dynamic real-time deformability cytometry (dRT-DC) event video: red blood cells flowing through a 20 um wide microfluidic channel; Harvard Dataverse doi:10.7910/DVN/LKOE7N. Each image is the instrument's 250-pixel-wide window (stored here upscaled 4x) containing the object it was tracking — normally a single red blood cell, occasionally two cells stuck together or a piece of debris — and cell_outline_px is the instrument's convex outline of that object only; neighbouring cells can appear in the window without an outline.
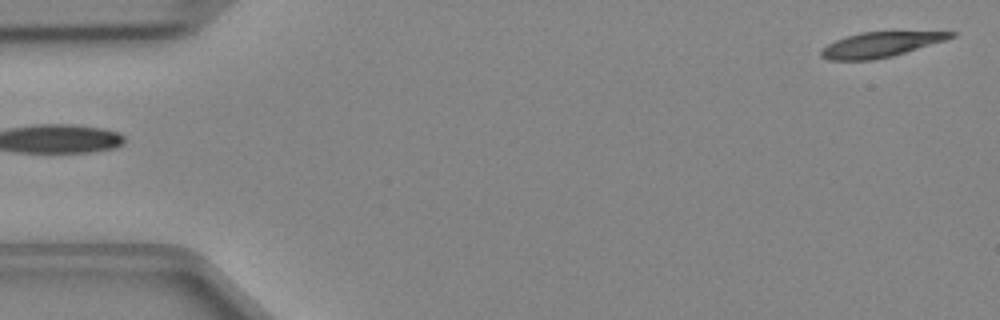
{"species": "Egyptian fruit bat (a non-hibernating species)", "species_latin": "Rousettus aegyptiacus", "temperature_condition": "cold", "stored_images_in_passage": 47, "camera_frame_rate_fps": 3000, "um_per_image_px": 0.085, "animal": {"sex": "female"}, "frame": {"image": 1, "passage_image": 1, "time_ms": 0.0, "image_size_px": [1000, 320], "cell_outline_px": [[956, 36], [944, 40], [892, 56], [872, 60], [828, 60], [820, 56], [820, 48], [836, 40], [860, 32], [956, 32]], "centroid_in_image_um": [74.76, 3.8], "position_along_channel_um": 10.2, "area_um2": 18.61}}
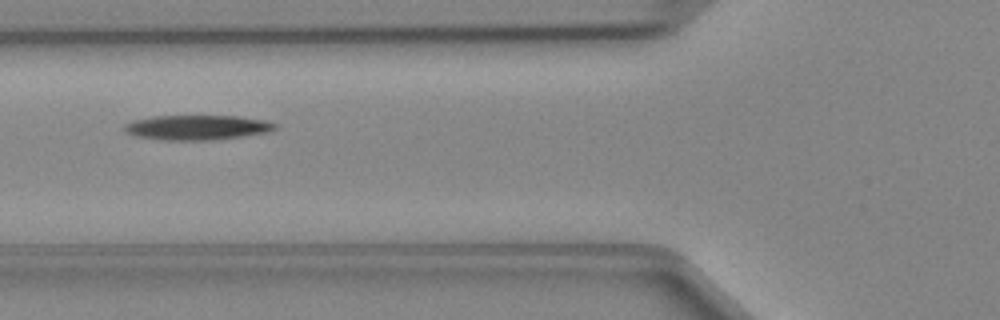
{"frame": {"image": 2, "passage_image": 17, "time_ms": 5.333, "image_size_px": [1000, 320], "cell_outline_px": [[276, 128], [268, 132], [212, 140], [160, 140], [136, 136], [124, 132], [124, 124], [136, 120], [152, 116], [240, 116], [264, 120], [276, 124]], "centroid_in_image_um": [16.72, 10.83], "position_along_channel_um": 109.1, "area_um2": 21.68}}
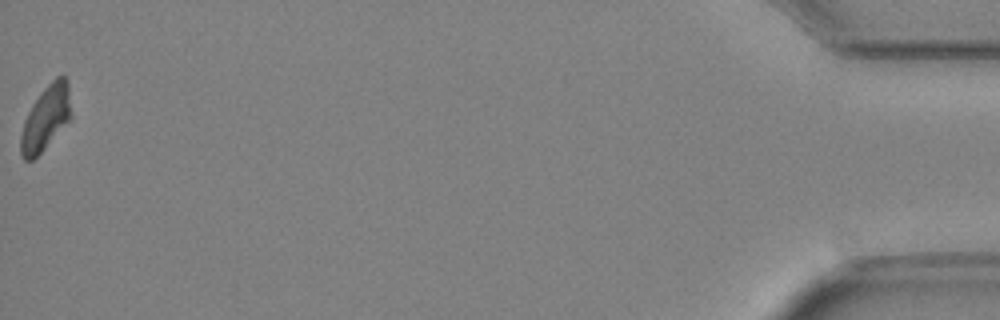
{"frame": {"image": 3, "passage_image": 47, "time_ms": 15.333, "image_size_px": [1000, 320], "cell_outline_px": [[72, 120], [32, 160], [24, 160], [20, 152], [20, 136], [24, 120], [32, 104], [40, 92], [56, 76], [64, 76], [68, 80], [72, 116]], "centroid_in_image_um": [3.91, 10.01], "position_along_channel_um": 431.3, "area_um2": 19.19}}